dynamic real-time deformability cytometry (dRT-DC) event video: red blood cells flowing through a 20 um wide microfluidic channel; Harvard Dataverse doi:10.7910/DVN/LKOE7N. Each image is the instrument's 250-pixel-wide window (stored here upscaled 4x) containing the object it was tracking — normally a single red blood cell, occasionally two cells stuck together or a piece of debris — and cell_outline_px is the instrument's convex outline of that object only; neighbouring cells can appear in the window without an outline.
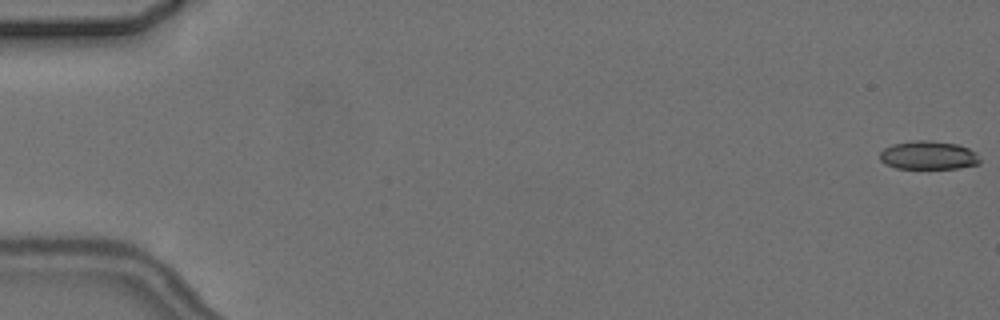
{"species": "common noctule bat (a hibernating species)", "species_latin": "Nyctalus noctula", "temperature_condition": "cold", "stored_images_in_passage": 6, "camera_frame_rate_fps": 3000, "um_per_image_px": 0.085, "animal": {"sex": "female", "body_mass_g": 24.6, "forearm_length_mm": 56.2}, "frame": {"image": 1, "passage_image": 1, "time_ms": 0.0, "image_size_px": [1000, 320], "cell_outline_px": [[980, 164], [960, 168], [896, 168], [884, 164], [880, 160], [880, 152], [884, 148], [892, 144], [916, 140], [928, 140], [960, 144], [976, 152], [980, 160]], "centroid_in_image_um": [78.92, 13.19], "position_along_channel_um": 6.1, "area_um2": 16.76}}
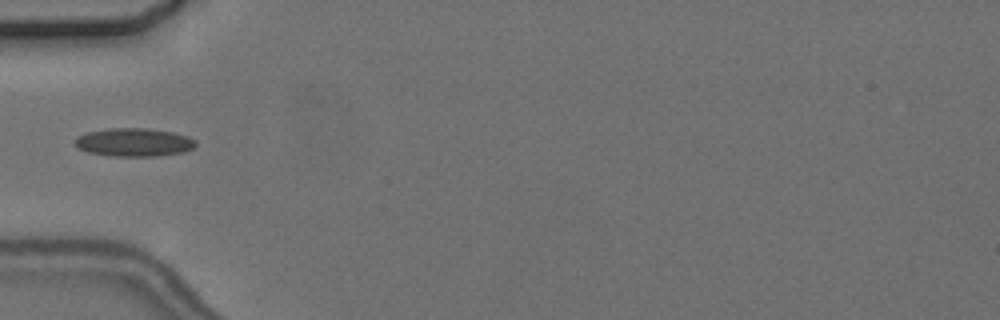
{"frame": {"image": 2, "passage_image": 6, "time_ms": 6.333, "image_size_px": [1000, 320], "cell_outline_px": [[196, 144], [192, 148], [184, 152], [156, 156], [112, 156], [88, 152], [76, 148], [72, 140], [76, 136], [88, 132], [108, 128], [144, 128], [172, 132], [188, 136], [196, 140]], "centroid_in_image_um": [11.34, 12.09], "position_along_channel_um": 73.7, "area_um2": 20.06}}